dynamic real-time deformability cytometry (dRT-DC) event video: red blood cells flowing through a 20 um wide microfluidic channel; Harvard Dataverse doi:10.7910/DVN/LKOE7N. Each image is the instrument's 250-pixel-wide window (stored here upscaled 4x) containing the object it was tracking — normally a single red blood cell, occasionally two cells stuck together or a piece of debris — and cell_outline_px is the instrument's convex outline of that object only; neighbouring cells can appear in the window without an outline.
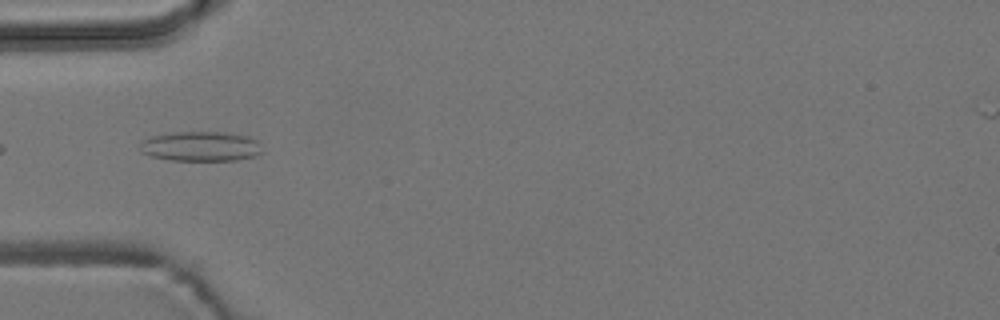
{"species": "common noctule bat (a hibernating species)", "species_latin": "Nyctalus noctula", "temperature_condition": "room temperature", "stored_images_in_passage": 7, "camera_frame_rate_fps": 3000, "um_per_image_px": 0.085, "animal": {"sex": "male", "body_mass_g": 19.2, "forearm_length_mm": 51.8}, "frame": {"image": 1, "passage_image": 5, "time_ms": 4.667, "image_size_px": [1000, 320], "cell_outline_px": [[264, 152], [256, 156], [236, 160], [172, 160], [148, 156], [140, 152], [140, 140], [152, 136], [168, 132], [224, 132], [248, 136], [260, 140]], "centroid_in_image_um": [17.08, 12.43], "position_along_channel_um": 67.9, "area_um2": 21.73}}
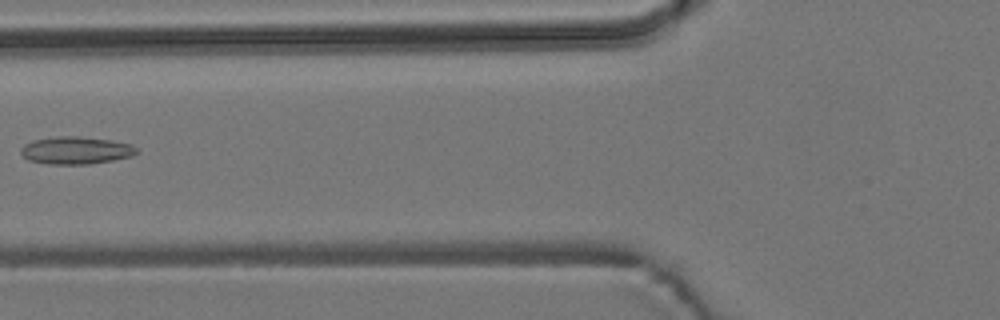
{"frame": {"image": 2, "passage_image": 6, "time_ms": 6.0, "image_size_px": [1000, 320], "cell_outline_px": [[140, 152], [132, 156], [112, 160], [88, 164], [48, 164], [28, 160], [20, 152], [20, 148], [24, 144], [32, 140], [60, 136], [76, 136], [112, 140], [132, 144]], "centroid_in_image_um": [6.46, 12.78], "position_along_channel_um": 119.3, "area_um2": 18.61}}
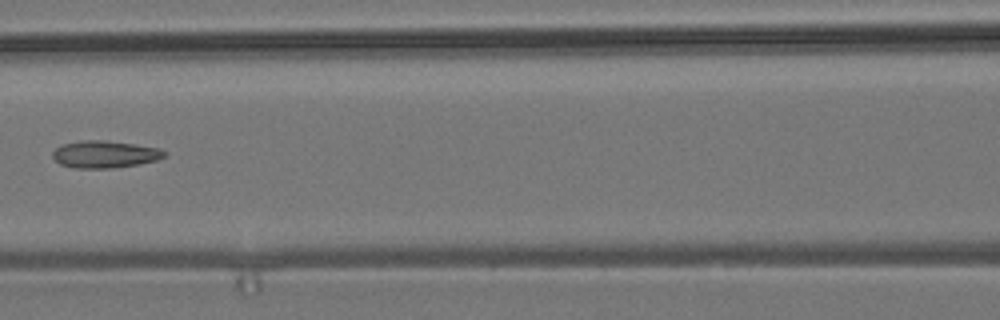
{"frame": {"image": 3, "passage_image": 7, "time_ms": 7.0, "image_size_px": [1000, 320], "cell_outline_px": [[168, 156], [156, 160], [136, 164], [112, 168], [72, 168], [60, 164], [52, 156], [52, 152], [56, 148], [64, 144], [80, 140], [104, 140], [136, 144], [160, 148], [168, 152]], "centroid_in_image_um": [8.94, 13.11], "position_along_channel_um": 157.7, "area_um2": 17.8}}